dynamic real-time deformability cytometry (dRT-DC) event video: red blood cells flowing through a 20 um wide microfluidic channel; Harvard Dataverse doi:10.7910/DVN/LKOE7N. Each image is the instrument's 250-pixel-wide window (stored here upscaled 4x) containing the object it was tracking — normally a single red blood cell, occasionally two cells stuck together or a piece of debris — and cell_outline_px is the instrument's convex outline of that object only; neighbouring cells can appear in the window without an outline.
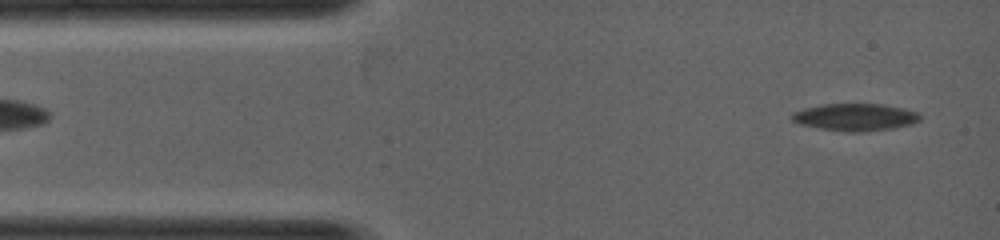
{"species": "common noctule bat (a hibernating species)", "species_latin": "Nyctalus noctula", "temperature_condition": "warm", "stored_images_in_passage": 35, "camera_frame_rate_fps": 5000, "um_per_image_px": 0.085, "animal": {"sex": "female", "body_mass_g": 19.0, "forearm_length_mm": 53.3}, "frame": {"image": 1, "passage_image": 1, "time_ms": 0.0, "image_size_px": [1000, 240], "cell_outline_px": [[920, 120], [912, 124], [892, 128], [860, 132], [852, 132], [820, 128], [800, 124], [792, 120], [792, 112], [804, 108], [820, 104], [884, 104], [916, 112], [920, 116]], "centroid_in_image_um": [72.67, 9.95], "position_along_channel_um": 12.3, "area_um2": 20.11}}
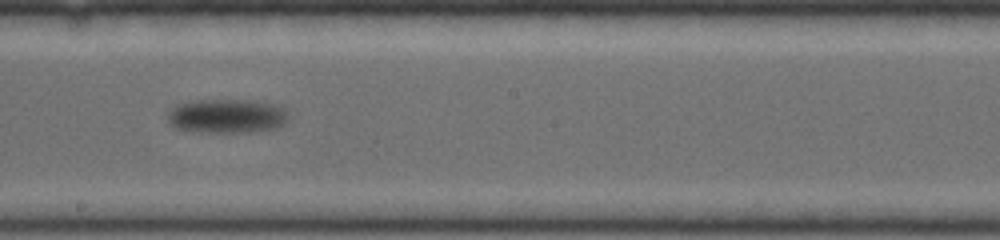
{"frame": {"image": 2, "passage_image": 19, "time_ms": 3.6, "image_size_px": [1000, 240], "cell_outline_px": [[288, 120], [284, 124], [276, 128], [248, 132], [192, 132], [172, 128], [168, 124], [168, 112], [176, 104], [196, 100], [252, 100], [272, 104], [280, 108], [288, 116]], "centroid_in_image_um": [19.19, 9.88], "position_along_channel_um": 229.0, "area_um2": 24.16}}
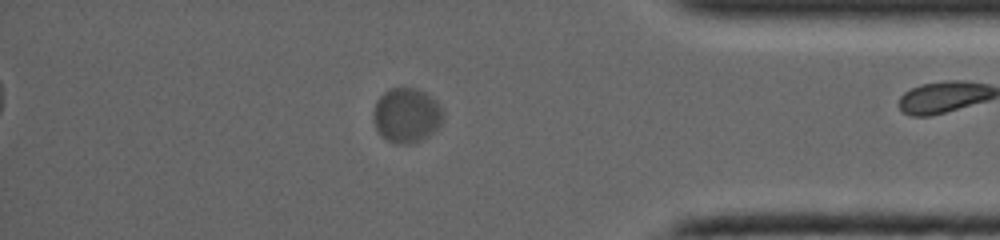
{"frame": {"image": 3, "passage_image": 31, "time_ms": 6.0, "image_size_px": [1000, 240], "cell_outline_px": [[444, 120], [424, 140], [408, 144], [396, 144], [380, 136], [372, 120], [372, 112], [376, 100], [388, 88], [416, 88], [432, 96], [440, 104], [444, 112]], "centroid_in_image_um": [34.55, 9.8], "position_along_channel_um": 400.7, "area_um2": 22.72}}